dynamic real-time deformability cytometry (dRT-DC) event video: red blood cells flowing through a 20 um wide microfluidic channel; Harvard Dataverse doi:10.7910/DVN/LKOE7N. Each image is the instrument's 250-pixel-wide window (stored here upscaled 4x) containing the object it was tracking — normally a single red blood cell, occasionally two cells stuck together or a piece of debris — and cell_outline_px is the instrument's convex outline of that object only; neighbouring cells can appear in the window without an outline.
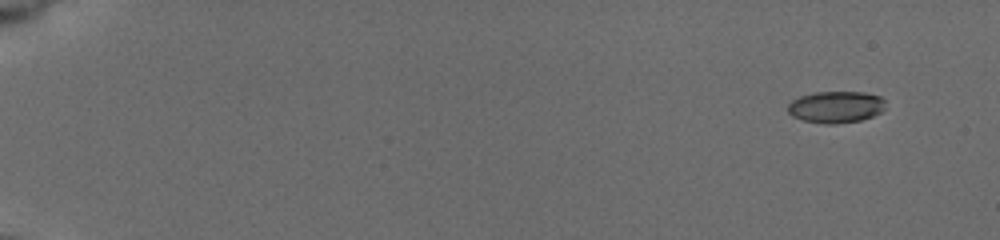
{"species": "common noctule bat (a hibernating species)", "species_latin": "Nyctalus noctula", "temperature_condition": "cold", "stored_images_in_passage": 32, "camera_frame_rate_fps": 3000, "um_per_image_px": 0.085, "animal": {"sex": "female", "body_mass_g": 19.5, "forearm_length_mm": 54.1}, "frame": {"image": 1, "passage_image": 1, "time_ms": 0.0, "image_size_px": [1000, 240], "cell_outline_px": [[884, 108], [880, 112], [872, 116], [860, 120], [836, 124], [824, 124], [804, 120], [792, 116], [788, 112], [788, 104], [792, 100], [800, 96], [816, 92], [864, 92], [880, 96], [884, 100]], "centroid_in_image_um": [71.04, 9.09], "position_along_channel_um": 14.0, "area_um2": 17.98}}
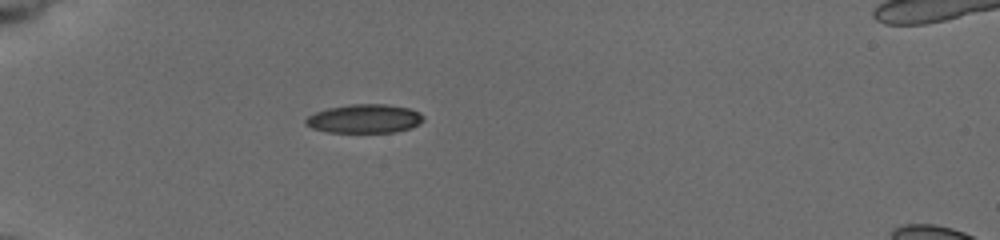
{"frame": {"image": 2, "passage_image": 21, "time_ms": 5.0, "image_size_px": [1000, 240], "cell_outline_px": [[424, 120], [420, 124], [412, 128], [396, 132], [328, 132], [312, 128], [304, 124], [304, 120], [308, 116], [316, 112], [328, 108], [348, 104], [388, 104], [408, 108], [424, 116]], "centroid_in_image_um": [30.98, 10.09], "position_along_channel_um": 54.0, "area_um2": 19.83}}
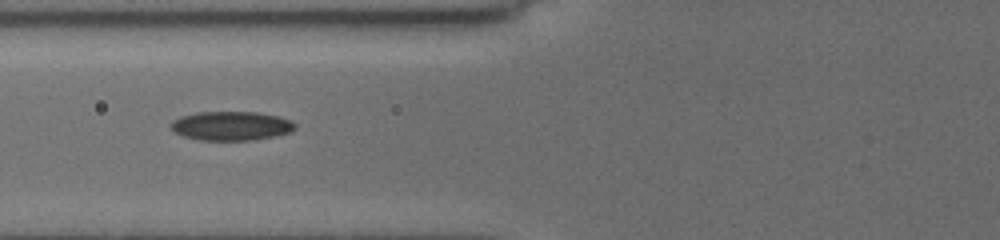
{"frame": {"image": 3, "passage_image": 31, "time_ms": 7.0, "image_size_px": [1000, 240], "cell_outline_px": [[296, 128], [292, 132], [276, 136], [252, 140], [200, 140], [184, 136], [176, 132], [172, 128], [172, 120], [180, 116], [196, 112], [256, 112], [280, 116], [292, 120], [296, 124]], "centroid_in_image_um": [19.71, 10.69], "position_along_channel_um": 106.1, "area_um2": 21.15}}